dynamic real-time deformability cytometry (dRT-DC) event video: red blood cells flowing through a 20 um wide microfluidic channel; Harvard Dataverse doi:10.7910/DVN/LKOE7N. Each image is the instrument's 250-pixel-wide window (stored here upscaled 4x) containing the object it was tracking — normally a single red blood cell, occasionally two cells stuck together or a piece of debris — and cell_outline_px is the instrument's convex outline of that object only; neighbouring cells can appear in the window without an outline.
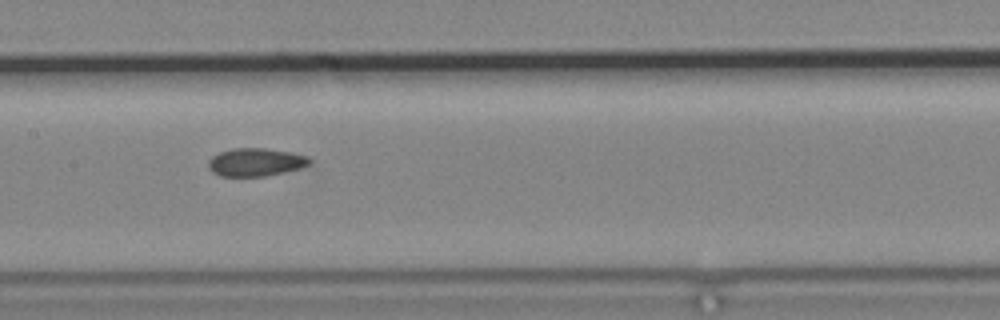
{"species": "common noctule bat (a hibernating species)", "species_latin": "Nyctalus noctula", "temperature_condition": "cold", "stored_images_in_passage": 11, "segment_of_instrument_passage": [1, 2], "camera_frame_rate_fps": 3000, "um_per_image_px": 0.085, "animal": {"sex": "male", "body_mass_g": 19.2, "forearm_length_mm": 51.8}, "frame": {"image": 1, "passage_image": 9, "time_ms": 10.667, "image_size_px": [1000, 320], "cell_outline_px": [[312, 164], [300, 168], [264, 176], [220, 176], [212, 172], [208, 168], [208, 160], [212, 156], [220, 152], [232, 148], [264, 148], [288, 152], [308, 156], [312, 160]], "centroid_in_image_um": [21.72, 13.78], "position_along_channel_um": 185.7, "area_um2": 16.53}}
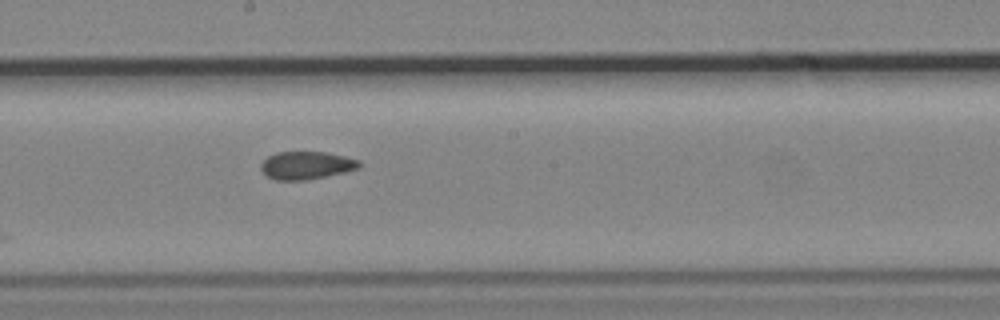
{"frame": {"image": 2, "passage_image": 10, "time_ms": 11.667, "image_size_px": [1000, 320], "cell_outline_px": [[360, 168], [344, 172], [308, 180], [276, 180], [268, 176], [260, 168], [260, 164], [268, 156], [276, 152], [328, 152], [360, 160]], "centroid_in_image_um": [26.05, 14.05], "position_along_channel_um": 222.1, "area_um2": 15.95}}